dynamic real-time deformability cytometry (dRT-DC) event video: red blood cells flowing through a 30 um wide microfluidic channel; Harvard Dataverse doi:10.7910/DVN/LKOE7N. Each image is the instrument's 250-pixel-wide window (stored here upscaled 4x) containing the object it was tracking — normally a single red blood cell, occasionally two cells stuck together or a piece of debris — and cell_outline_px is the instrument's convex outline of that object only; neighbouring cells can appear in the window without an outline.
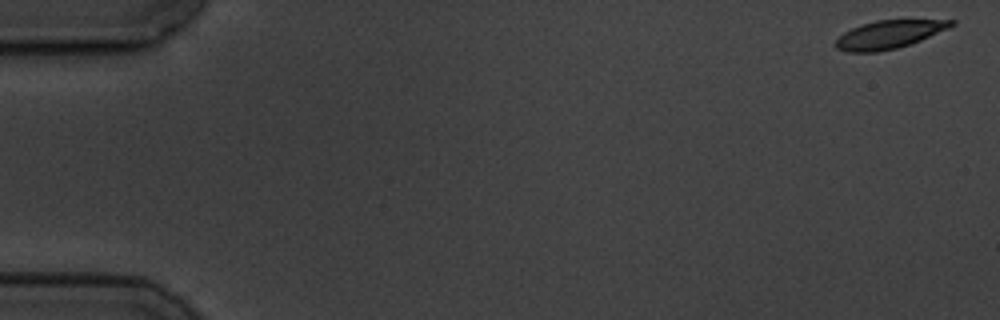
{"species": "common noctule bat (a hibernating species)", "species_latin": "Nyctalus noctula", "temperature_condition": "cold", "stored_images_in_passage": 10, "camera_frame_rate_fps": 3000, "um_per_image_px": 0.085, "animal": {"sex": "male", "body_mass_g": 19.5, "forearm_length_mm": 54.6}, "frame": {"image": 1, "passage_image": 1, "time_ms": 0.0, "image_size_px": [1000, 320], "cell_outline_px": [[956, 24], [948, 28], [920, 40], [896, 48], [876, 52], [848, 52], [836, 48], [836, 40], [844, 32], [860, 24], [876, 20], [956, 20]], "centroid_in_image_um": [75.55, 2.92], "position_along_channel_um": 9.5, "area_um2": 18.67}}
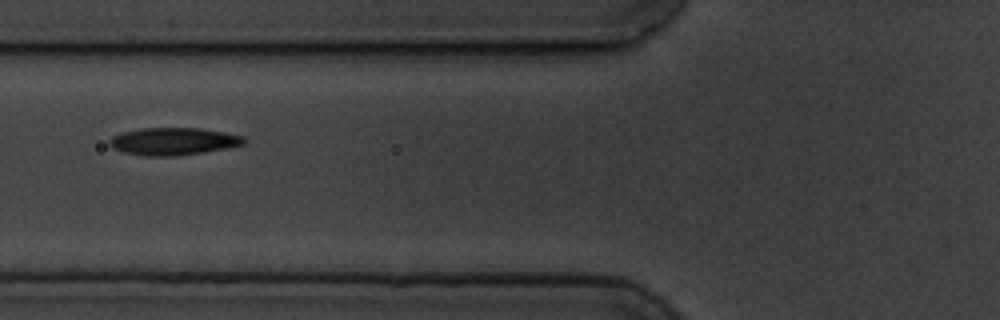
{"frame": {"image": 2, "passage_image": 7, "time_ms": 7.0, "image_size_px": [1000, 320], "cell_outline_px": [[248, 140], [244, 144], [204, 152], [176, 156], [144, 156], [124, 152], [112, 148], [108, 144], [108, 140], [112, 136], [124, 132], [140, 128], [200, 128], [224, 132], [244, 136]], "centroid_in_image_um": [14.72, 12.01], "position_along_channel_um": 111.1, "area_um2": 21.56}}
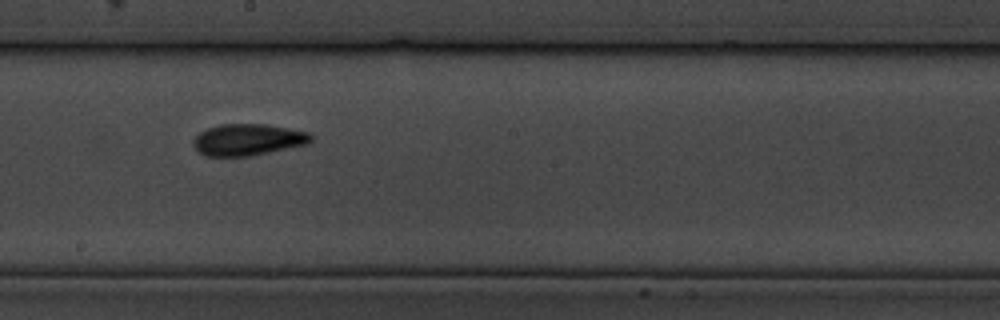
{"frame": {"image": 3, "passage_image": 10, "time_ms": 10.333, "image_size_px": [1000, 320], "cell_outline_px": [[316, 140], [308, 144], [252, 156], [204, 156], [192, 144], [192, 140], [200, 132], [208, 128], [220, 124], [268, 124], [308, 132]], "centroid_in_image_um": [21.1, 11.87], "position_along_channel_um": 227.1, "area_um2": 21.85}}